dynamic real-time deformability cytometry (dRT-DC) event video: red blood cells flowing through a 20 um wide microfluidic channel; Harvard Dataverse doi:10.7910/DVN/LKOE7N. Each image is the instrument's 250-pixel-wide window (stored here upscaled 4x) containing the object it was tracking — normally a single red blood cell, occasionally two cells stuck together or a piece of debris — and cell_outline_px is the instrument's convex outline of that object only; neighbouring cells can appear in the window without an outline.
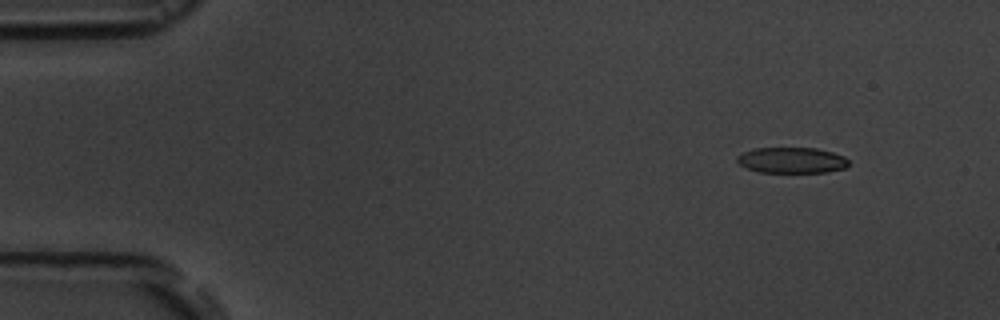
{"species": "common noctule bat (a hibernating species)", "species_latin": "Nyctalus noctula", "temperature_condition": "room temperature", "stored_images_in_passage": 5, "camera_frame_rate_fps": 3000, "um_per_image_px": 0.085, "animal": {"sex": "male", "body_mass_g": 19.5, "forearm_length_mm": 54.6}, "frame": {"image": 1, "passage_image": 2, "time_ms": 1.333, "image_size_px": [1000, 320], "cell_outline_px": [[848, 164], [844, 168], [824, 172], [760, 172], [748, 168], [740, 164], [736, 160], [736, 156], [744, 152], [756, 148], [816, 148], [832, 152], [844, 156], [848, 160]], "centroid_in_image_um": [67.29, 13.61], "position_along_channel_um": 17.7, "area_um2": 16.59}}
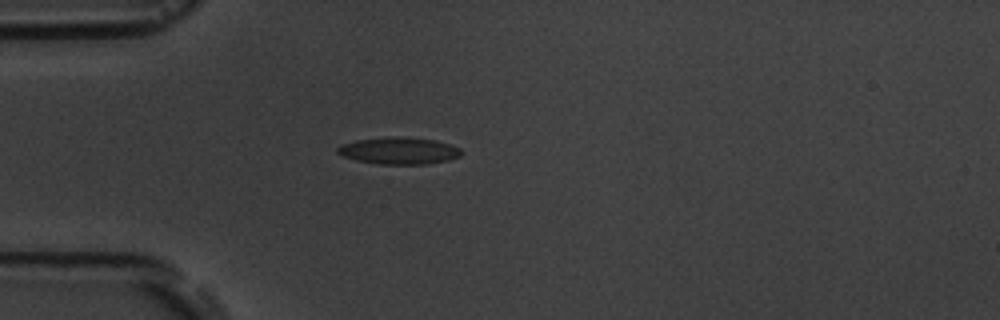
{"frame": {"image": 2, "passage_image": 5, "time_ms": 4.667, "image_size_px": [1000, 320], "cell_outline_px": [[460, 156], [448, 160], [428, 164], [380, 164], [356, 160], [340, 156], [336, 152], [336, 148], [340, 144], [356, 140], [388, 136], [400, 136], [436, 140], [460, 148]], "centroid_in_image_um": [33.85, 12.8], "position_along_channel_um": 51.2, "area_um2": 19.59}}